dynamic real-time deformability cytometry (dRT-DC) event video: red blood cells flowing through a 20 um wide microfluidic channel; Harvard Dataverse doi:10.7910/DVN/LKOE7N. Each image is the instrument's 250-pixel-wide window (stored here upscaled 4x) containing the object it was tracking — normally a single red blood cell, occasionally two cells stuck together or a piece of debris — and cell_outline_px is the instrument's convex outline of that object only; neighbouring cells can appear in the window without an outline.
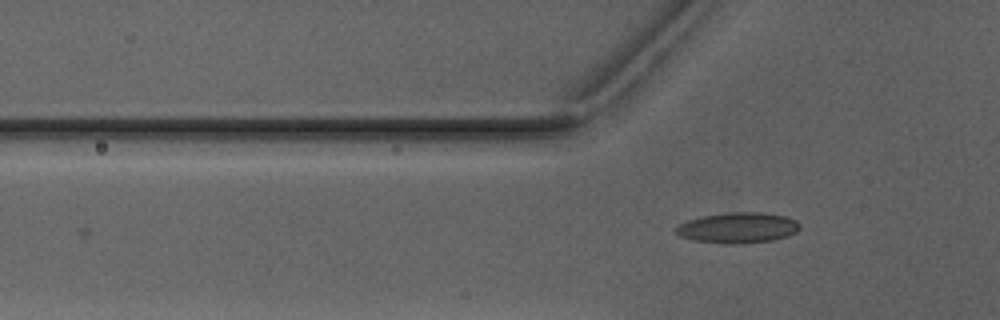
{"species": "Egyptian fruit bat (a non-hibernating species)", "species_latin": "Rousettus aegyptiacus", "temperature_condition": "warm", "stored_images_in_passage": 4, "camera_frame_rate_fps": 3000, "um_per_image_px": 0.085, "animal": {"sex": "male"}, "frame": {"image": 1, "passage_image": 4, "time_ms": 3.333, "image_size_px": [1000, 320], "cell_outline_px": [[800, 228], [796, 232], [788, 236], [772, 240], [696, 240], [680, 236], [676, 232], [676, 228], [680, 224], [688, 220], [704, 216], [728, 212], [760, 212], [784, 216], [796, 220], [800, 224]], "centroid_in_image_um": [62.78, 19.29], "position_along_channel_um": 63.0, "area_um2": 20.63}}